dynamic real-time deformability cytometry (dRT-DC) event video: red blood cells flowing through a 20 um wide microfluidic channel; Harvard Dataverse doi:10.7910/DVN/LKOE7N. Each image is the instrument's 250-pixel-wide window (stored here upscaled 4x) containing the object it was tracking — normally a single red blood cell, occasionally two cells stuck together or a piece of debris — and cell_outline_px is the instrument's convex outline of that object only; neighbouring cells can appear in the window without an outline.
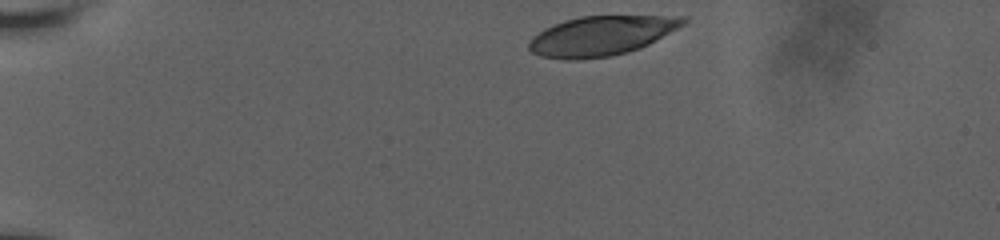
{"species": "human", "species_latin": "Homo sapiens", "temperature_condition": "room temperature", "stored_images_in_passage": 38, "camera_frame_rate_fps": 3000, "um_per_image_px": 0.085, "donor": {"sex": "male"}, "frame": {"image": 1, "passage_image": 1, "time_ms": 0.0, "image_size_px": [1000, 240], "cell_outline_px": [[688, 20], [684, 24], [648, 44], [640, 48], [628, 52], [608, 56], [576, 60], [564, 60], [540, 56], [532, 52], [528, 48], [528, 44], [532, 36], [544, 28], [564, 20], [580, 16], [688, 16]], "centroid_in_image_um": [51.07, 3.04], "position_along_channel_um": 33.9, "area_um2": 35.55}}
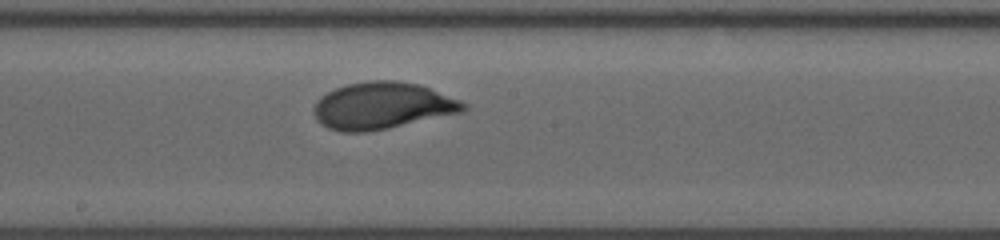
{"frame": {"image": 2, "passage_image": 22, "time_ms": 7.0, "image_size_px": [1000, 240], "cell_outline_px": [[468, 108], [464, 112], [388, 128], [364, 132], [340, 132], [328, 128], [320, 124], [316, 120], [312, 112], [312, 108], [316, 100], [320, 96], [336, 88], [348, 84], [368, 80], [396, 80], [420, 84], [460, 100], [468, 104]], "centroid_in_image_um": [32.48, 8.99], "position_along_channel_um": 215.7, "area_um2": 41.27}}
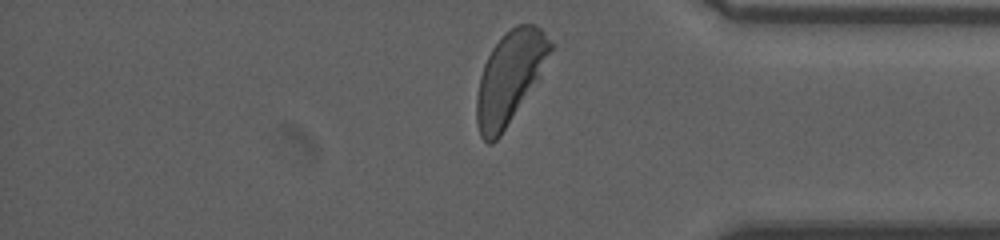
{"frame": {"image": 3, "passage_image": 37, "time_ms": 12.0, "image_size_px": [1000, 240], "cell_outline_px": [[556, 44], [500, 136], [492, 144], [488, 144], [480, 136], [476, 124], [476, 96], [480, 76], [484, 64], [492, 48], [516, 24], [536, 24]], "centroid_in_image_um": [43.29, 6.56], "position_along_channel_um": 391.9, "area_um2": 38.15}, "authors_computed_cell_mechanics": {"area_um2": 39.304, "velocity_mm_per_s": 3.7641, "shape_relaxation_time_tau1_ms": 2.7963, "shape_relaxation_time_tau2_ms": null, "deformation_change_tau1": 0.1704, "deformation_change_tau2": null}}